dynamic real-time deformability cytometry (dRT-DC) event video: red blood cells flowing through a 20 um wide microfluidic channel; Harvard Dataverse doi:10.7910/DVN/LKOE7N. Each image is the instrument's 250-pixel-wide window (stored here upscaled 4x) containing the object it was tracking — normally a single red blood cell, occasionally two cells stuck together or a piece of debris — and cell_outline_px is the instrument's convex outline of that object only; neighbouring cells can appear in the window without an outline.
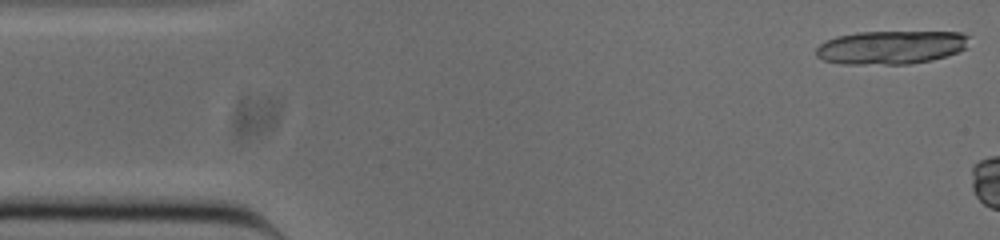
{"species": "common noctule bat (a hibernating species)", "species_latin": "Nyctalus noctula", "temperature_condition": "cold", "stored_images_in_passage": 5, "camera_frame_rate_fps": 3000, "um_per_image_px": 0.085, "animal": {"sex": "male", "body_mass_g": 20.0, "forearm_length_mm": 53.3}, "frame": {"image": 1, "passage_image": 1, "time_ms": 0.0, "image_size_px": [1000, 240], "cell_outline_px": [[968, 48], [932, 60], [908, 64], [840, 64], [824, 60], [816, 56], [816, 48], [820, 44], [836, 36], [856, 32], [960, 32], [968, 36]], "centroid_in_image_um": [75.72, 4.02], "position_along_channel_um": 9.3, "area_um2": 29.88}}